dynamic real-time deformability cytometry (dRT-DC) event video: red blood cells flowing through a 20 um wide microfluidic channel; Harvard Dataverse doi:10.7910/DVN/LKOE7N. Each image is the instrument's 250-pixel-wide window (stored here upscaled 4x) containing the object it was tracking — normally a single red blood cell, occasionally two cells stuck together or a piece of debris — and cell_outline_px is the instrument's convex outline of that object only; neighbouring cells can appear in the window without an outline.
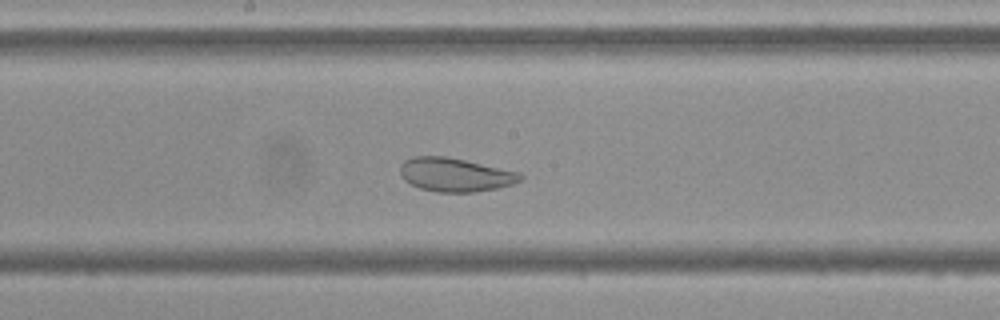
{"species": "Egyptian fruit bat (a non-hibernating species)", "species_latin": "Rousettus aegyptiacus", "temperature_condition": "cold", "stored_images_in_passage": 52, "camera_frame_rate_fps": 3000, "um_per_image_px": 0.085, "frame": {"image": 1, "passage_image": 26, "time_ms": 8.333, "image_size_px": [1000, 320], "cell_outline_px": [[524, 176], [520, 180], [512, 184], [496, 188], [472, 192], [436, 192], [420, 188], [404, 180], [400, 176], [400, 164], [404, 160], [412, 156], [448, 156], [520, 172]], "centroid_in_image_um": [38.66, 14.84], "position_along_channel_um": 209.5, "area_um2": 23.7}}
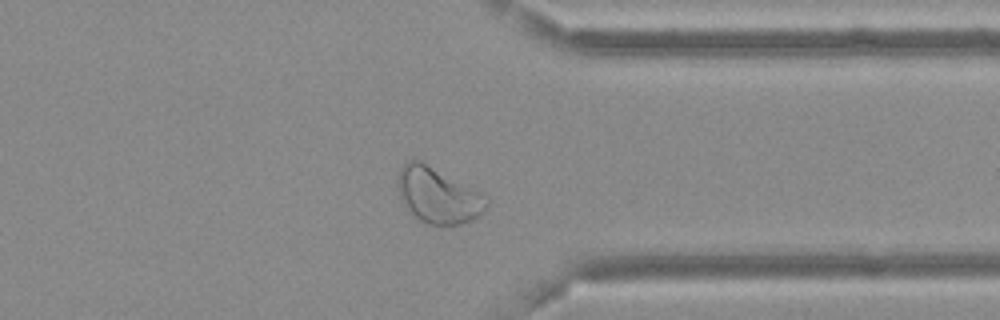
{"frame": {"image": 2, "passage_image": 40, "time_ms": 13.0, "image_size_px": [1000, 320], "cell_outline_px": [[488, 204], [484, 212], [480, 216], [472, 220], [460, 224], [428, 224], [420, 220], [408, 208], [400, 196], [396, 184], [400, 168], [408, 160], [420, 160], [488, 196]], "centroid_in_image_um": [37.26, 16.6], "position_along_channel_um": 374.1, "area_um2": 28.5}}
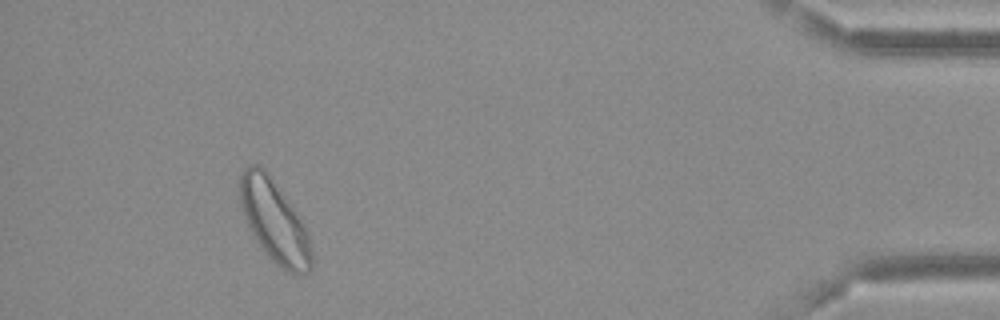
{"frame": {"image": 3, "passage_image": 48, "time_ms": 15.667, "image_size_px": [1000, 320], "cell_outline_px": [[312, 268], [308, 272], [288, 272], [276, 264], [264, 252], [256, 240], [248, 224], [240, 204], [240, 172], [248, 164], [256, 164], [264, 168], [268, 172], [300, 216], [304, 224], [308, 236], [312, 252]], "centroid_in_image_um": [23.32, 18.76], "position_along_channel_um": 411.9, "area_um2": 34.1}}